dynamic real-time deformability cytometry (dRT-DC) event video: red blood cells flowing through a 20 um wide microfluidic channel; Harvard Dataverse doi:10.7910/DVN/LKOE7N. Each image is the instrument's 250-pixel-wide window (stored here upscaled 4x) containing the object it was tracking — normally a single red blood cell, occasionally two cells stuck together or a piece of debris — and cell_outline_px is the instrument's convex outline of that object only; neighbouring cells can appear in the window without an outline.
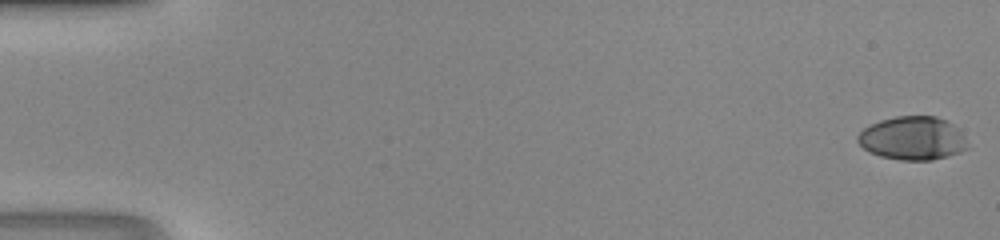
{"species": "human", "species_latin": "Homo sapiens", "temperature_condition": "room temperature", "stored_images_in_passage": 48, "camera_frame_rate_fps": 3000, "um_per_image_px": 0.085, "donor": {"sex": "male"}, "frame": {"image": 1, "passage_image": 1, "time_ms": 0.0, "image_size_px": [1000, 240], "cell_outline_px": [[968, 148], [960, 152], [948, 156], [932, 160], [900, 160], [880, 156], [864, 148], [856, 140], [856, 136], [864, 128], [880, 120], [896, 116], [936, 116], [952, 124], [964, 136]], "centroid_in_image_um": [77.56, 11.75], "position_along_channel_um": 7.4, "area_um2": 27.63}}
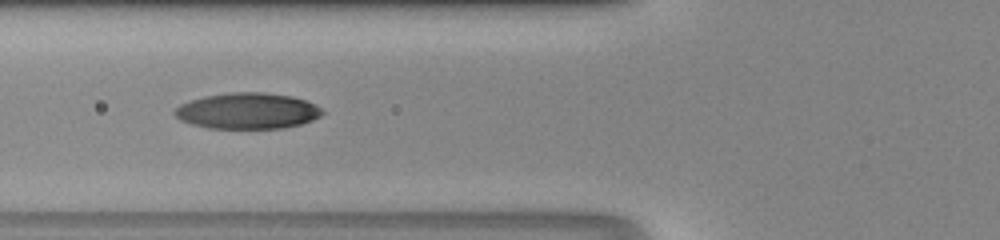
{"frame": {"image": 2, "passage_image": 20, "time_ms": 6.333, "image_size_px": [1000, 240], "cell_outline_px": [[324, 112], [320, 116], [312, 120], [300, 124], [284, 128], [208, 128], [192, 124], [180, 120], [172, 112], [180, 104], [188, 100], [204, 96], [228, 92], [264, 92], [292, 96], [316, 104]], "centroid_in_image_um": [21.01, 9.42], "position_along_channel_um": 104.8, "area_um2": 31.1}}
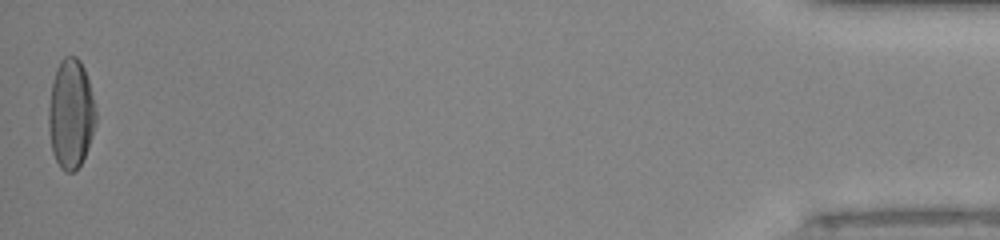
{"frame": {"image": 3, "passage_image": 48, "time_ms": 15.667, "image_size_px": [1000, 240], "cell_outline_px": [[96, 124], [88, 148], [80, 164], [72, 172], [64, 172], [60, 168], [52, 152], [48, 128], [48, 104], [52, 84], [56, 68], [60, 60], [64, 56], [76, 56], [80, 60], [84, 68], [88, 80], [96, 112]], "centroid_in_image_um": [6.0, 9.68], "position_along_channel_um": 429.2, "area_um2": 30.23}}